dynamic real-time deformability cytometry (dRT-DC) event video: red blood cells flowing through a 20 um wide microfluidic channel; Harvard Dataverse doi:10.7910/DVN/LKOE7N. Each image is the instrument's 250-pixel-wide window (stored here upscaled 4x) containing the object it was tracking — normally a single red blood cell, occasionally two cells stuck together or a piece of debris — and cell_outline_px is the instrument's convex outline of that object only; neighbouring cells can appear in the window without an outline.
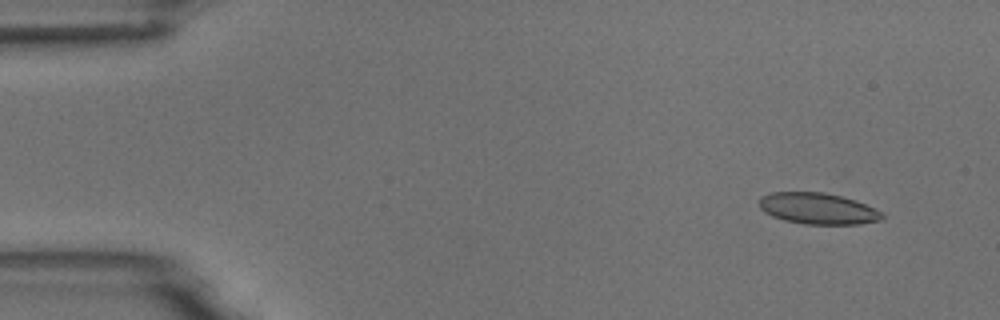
{"species": "common noctule bat (a hibernating species)", "species_latin": "Nyctalus noctula", "temperature_condition": "room temperature", "stored_images_in_passage": 6, "camera_frame_rate_fps": 3000, "um_per_image_px": 0.085, "animal": {"sex": "male", "body_mass_g": 18.8}, "frame": {"image": 1, "passage_image": 2, "time_ms": 1.333, "image_size_px": [1000, 320], "cell_outline_px": [[884, 220], [860, 224], [804, 224], [784, 220], [772, 216], [764, 212], [760, 208], [760, 196], [772, 192], [824, 192], [856, 200], [880, 212], [884, 216]], "centroid_in_image_um": [69.5, 17.73], "position_along_channel_um": 15.5, "area_um2": 22.37}}
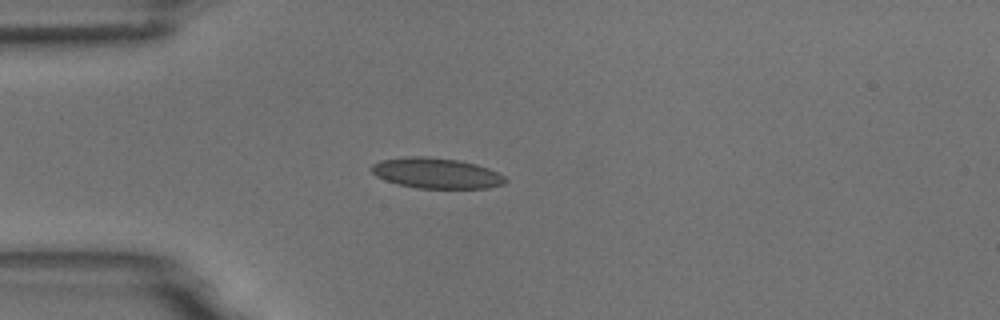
{"frame": {"image": 2, "passage_image": 5, "time_ms": 4.667, "image_size_px": [1000, 320], "cell_outline_px": [[508, 180], [504, 184], [488, 188], [416, 188], [384, 180], [376, 176], [368, 168], [372, 164], [380, 160], [404, 156], [424, 156], [456, 160], [476, 164], [488, 168], [504, 176]], "centroid_in_image_um": [37.05, 14.71], "position_along_channel_um": 48.0, "area_um2": 23.87}}